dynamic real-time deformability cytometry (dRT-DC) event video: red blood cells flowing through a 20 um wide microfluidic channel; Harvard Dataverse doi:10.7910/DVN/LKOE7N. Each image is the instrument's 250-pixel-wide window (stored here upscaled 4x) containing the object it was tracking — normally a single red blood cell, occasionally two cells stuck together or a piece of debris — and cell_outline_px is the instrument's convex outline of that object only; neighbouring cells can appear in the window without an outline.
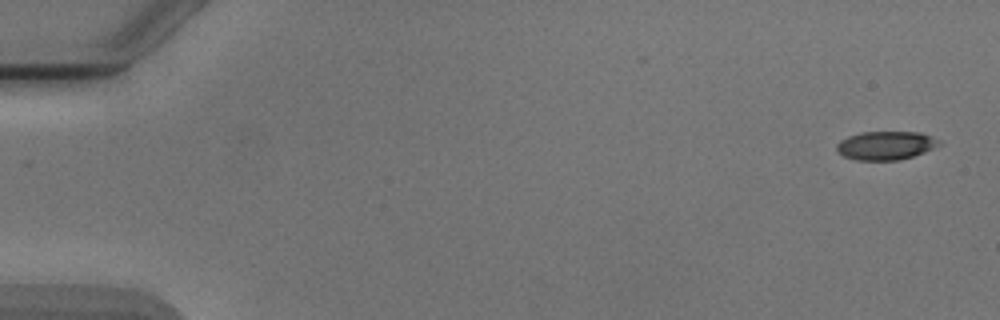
{"species": "Egyptian fruit bat (a non-hibernating species)", "species_latin": "Rousettus aegyptiacus", "temperature_condition": "cold", "stored_images_in_passage": 9, "camera_frame_rate_fps": 3000, "um_per_image_px": 0.085, "animal": {"sex": "male"}, "frame": {"image": 1, "passage_image": 1, "time_ms": 0.0, "image_size_px": [1000, 320], "cell_outline_px": [[940, 144], [924, 152], [900, 160], [856, 160], [844, 156], [836, 152], [836, 144], [840, 140], [848, 136], [860, 132], [920, 132], [932, 136], [940, 140]], "centroid_in_image_um": [75.25, 12.36], "position_along_channel_um": 9.7, "area_um2": 17.11}}
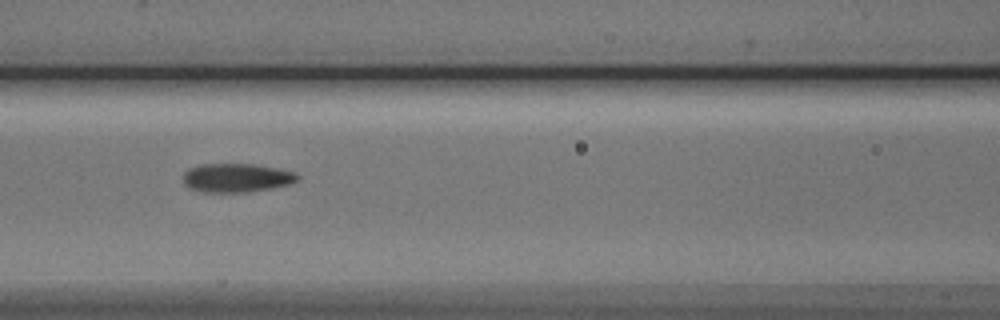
{"frame": {"image": 2, "passage_image": 7, "time_ms": 7.333, "image_size_px": [1000, 320], "cell_outline_px": [[300, 180], [292, 184], [272, 188], [248, 192], [204, 192], [188, 188], [184, 184], [184, 172], [188, 168], [200, 164], [256, 164], [296, 172], [300, 176]], "centroid_in_image_um": [20.14, 15.11], "position_along_channel_um": 146.5, "area_um2": 19.48}}
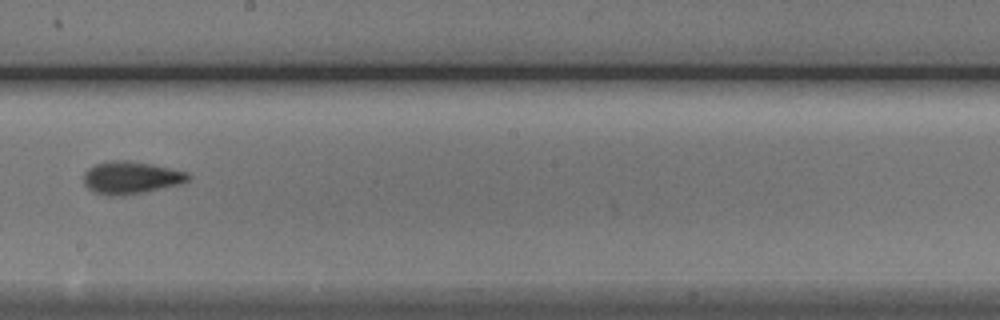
{"frame": {"image": 3, "passage_image": 9, "time_ms": 9.667, "image_size_px": [1000, 320], "cell_outline_px": [[192, 176], [188, 180], [180, 184], [144, 192], [120, 196], [108, 196], [92, 192], [84, 184], [84, 172], [88, 168], [96, 164], [112, 160], [128, 160], [152, 164], [188, 172]], "centroid_in_image_um": [11.12, 15.1], "position_along_channel_um": 237.1, "area_um2": 19.94}}